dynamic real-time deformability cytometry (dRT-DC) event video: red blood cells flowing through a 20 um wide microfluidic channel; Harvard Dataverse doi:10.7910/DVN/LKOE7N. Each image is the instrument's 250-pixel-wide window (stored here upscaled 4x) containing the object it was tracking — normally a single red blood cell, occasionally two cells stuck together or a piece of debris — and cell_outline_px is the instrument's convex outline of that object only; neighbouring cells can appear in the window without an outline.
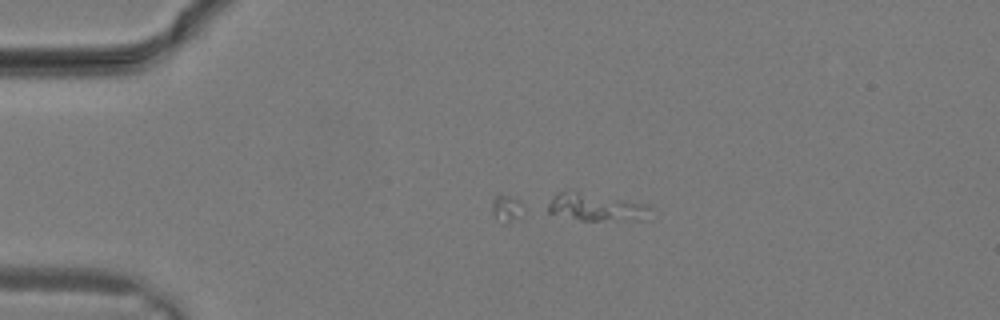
{"species": "common noctule bat (a hibernating species)", "species_latin": "Nyctalus noctula", "temperature_condition": "warm", "stored_images_in_passage": 5, "camera_frame_rate_fps": 3000, "um_per_image_px": 0.085, "animal": {"sex": "male", "body_mass_g": 19.2, "forearm_length_mm": 51.8}, "frame": {"image": 1, "passage_image": 5, "time_ms": 1.333, "image_size_px": [1000, 320], "cell_outline_px": [[652, 220], [580, 220], [548, 212], [548, 204], [552, 196], [560, 192], [576, 192], [648, 204], [652, 208]], "centroid_in_image_um": [50.79, 17.65], "position_along_channel_um": 34.2, "area_um2": 16.24}}